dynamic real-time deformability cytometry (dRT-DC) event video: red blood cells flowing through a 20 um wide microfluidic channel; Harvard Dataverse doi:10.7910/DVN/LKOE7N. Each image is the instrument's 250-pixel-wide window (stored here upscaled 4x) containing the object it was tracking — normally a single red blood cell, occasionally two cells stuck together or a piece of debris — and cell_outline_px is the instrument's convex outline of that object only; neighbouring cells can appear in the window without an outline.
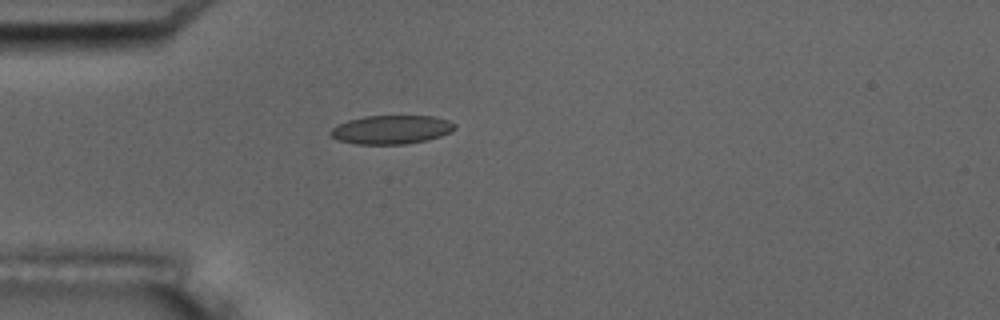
{"species": "common noctule bat (a hibernating species)", "species_latin": "Nyctalus noctula", "temperature_condition": "room temperature", "stored_images_in_passage": 1, "camera_frame_rate_fps": 3000, "um_per_image_px": 0.085, "animal": {"sex": "male", "body_mass_g": 17.5, "forearm_length_mm": 52.3}, "frame": {"image": 1, "passage_image": 1, "time_ms": 0.0, "image_size_px": [1000, 320], "cell_outline_px": [[456, 128], [440, 136], [428, 140], [404, 144], [356, 144], [340, 140], [332, 136], [328, 132], [336, 124], [348, 120], [364, 116], [436, 116], [448, 120], [456, 124]], "centroid_in_image_um": [33.26, 11.01], "position_along_channel_um": 51.7, "area_um2": 20.81}}